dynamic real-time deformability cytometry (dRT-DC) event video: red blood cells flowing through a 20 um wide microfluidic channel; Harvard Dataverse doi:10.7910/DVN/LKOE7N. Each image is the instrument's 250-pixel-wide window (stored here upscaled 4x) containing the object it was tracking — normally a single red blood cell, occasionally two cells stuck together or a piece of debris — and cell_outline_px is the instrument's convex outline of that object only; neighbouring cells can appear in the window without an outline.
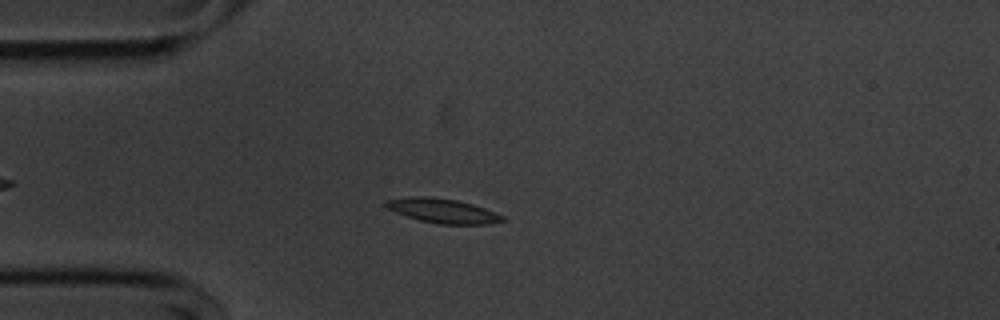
{"species": "common noctule bat (a hibernating species)", "species_latin": "Nyctalus noctula", "temperature_condition": "cold", "stored_images_in_passage": 42, "camera_frame_rate_fps": 3000, "um_per_image_px": 0.085, "animal": {"sex": "male", "body_mass_g": 20.1, "forearm_length_mm": 53.5}, "frame": {"image": 1, "passage_image": 1, "time_ms": 0.0, "image_size_px": [1000, 320], "cell_outline_px": [[504, 220], [488, 224], [440, 224], [420, 220], [396, 212], [388, 208], [384, 204], [384, 200], [408, 196], [432, 196], [456, 200], [472, 204], [496, 212], [504, 216]], "centroid_in_image_um": [37.61, 17.9], "position_along_channel_um": 47.4, "area_um2": 16.53}}
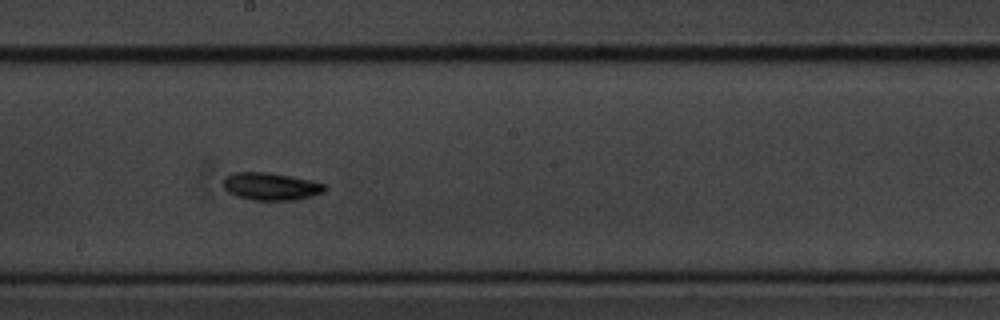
{"frame": {"image": 2, "passage_image": 17, "time_ms": 5.333, "image_size_px": [1000, 320], "cell_outline_px": [[328, 188], [324, 192], [312, 196], [296, 200], [252, 200], [236, 196], [228, 192], [224, 188], [224, 180], [228, 176], [236, 172], [268, 172], [312, 180], [328, 184]], "centroid_in_image_um": [23.09, 15.85], "position_along_channel_um": 225.1, "area_um2": 16.42}}
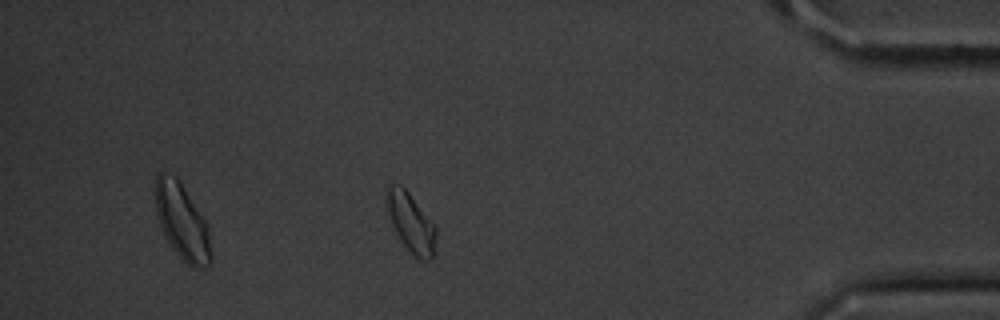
{"frame": {"image": 3, "passage_image": 35, "time_ms": 11.333, "image_size_px": [1000, 320], "cell_outline_px": [[436, 236], [432, 260], [428, 260], [416, 256], [400, 240], [392, 224], [388, 208], [388, 188], [392, 184], [400, 184], [408, 192], [436, 228]], "centroid_in_image_um": [34.95, 18.94], "position_along_channel_um": 400.3, "area_um2": 16.01}, "authors_computed_cell_mechanics": {"area_um2": 15.8372, "velocity_mm_per_s": 3.582, "shape_relaxation_time_tau1_ms": 2.4378, "shape_relaxation_time_tau2_ms": null, "deformation_change_tau1": 0.0773, "deformation_change_tau2": null}}